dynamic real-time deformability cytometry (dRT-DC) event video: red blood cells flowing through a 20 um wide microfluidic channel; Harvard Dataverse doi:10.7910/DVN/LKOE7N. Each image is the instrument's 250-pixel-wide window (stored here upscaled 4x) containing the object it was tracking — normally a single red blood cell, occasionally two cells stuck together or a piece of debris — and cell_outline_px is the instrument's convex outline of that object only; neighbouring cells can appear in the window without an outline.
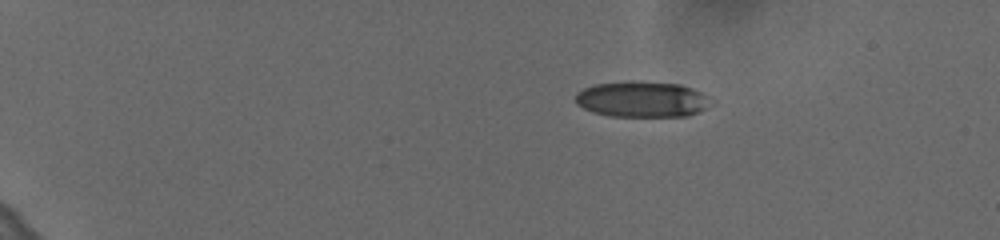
{"species": "human", "species_latin": "Homo sapiens", "temperature_condition": "cold", "stored_images_in_passage": 42, "camera_frame_rate_fps": 3000, "um_per_image_px": 0.085, "donor": {"sex": "female"}, "frame": {"image": 1, "passage_image": 1, "time_ms": 0.0, "image_size_px": [1000, 240], "cell_outline_px": [[708, 104], [704, 108], [696, 112], [684, 116], [612, 116], [592, 112], [576, 104], [576, 92], [584, 88], [596, 84], [680, 84], [692, 88], [700, 92], [708, 100]], "centroid_in_image_um": [54.51, 8.49], "position_along_channel_um": 30.5, "area_um2": 26.76}}
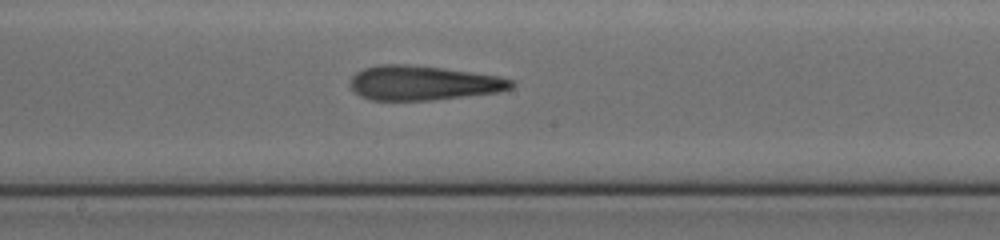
{"frame": {"image": 2, "passage_image": 22, "time_ms": 7.0, "image_size_px": [1000, 240], "cell_outline_px": [[516, 84], [512, 88], [496, 92], [432, 100], [372, 100], [360, 96], [352, 88], [352, 76], [356, 72], [364, 68], [380, 64], [408, 64], [444, 68], [496, 76], [512, 80]], "centroid_in_image_um": [35.96, 7.04], "position_along_channel_um": 212.2, "area_um2": 32.08}}
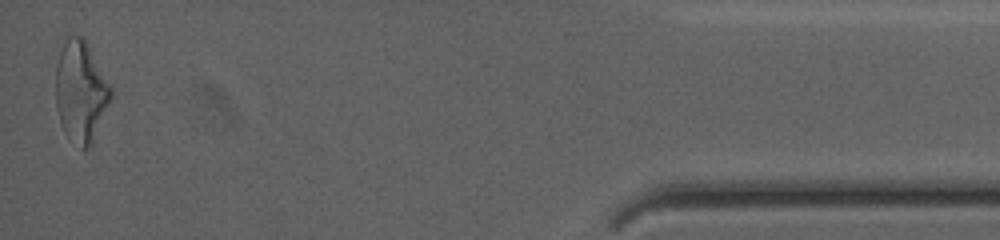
{"frame": {"image": 3, "passage_image": 42, "time_ms": 13.667, "image_size_px": [1000, 240], "cell_outline_px": [[112, 92], [108, 104], [92, 144], [88, 148], [84, 148], [68, 140], [60, 124], [56, 108], [56, 64], [60, 52], [68, 36], [80, 36], [84, 40], [112, 88]], "centroid_in_image_um": [6.83, 7.84], "position_along_channel_um": 428.4, "area_um2": 31.91}, "authors_computed_cell_mechanics": {"area_um2": 31.7033, "velocity_mm_per_s": 3.668, "shape_relaxation_time_tau1_ms": 4.3119, "shape_relaxation_time_tau2_ms": 1.7391, "deformation_change_tau1": 0.2092, "deformation_change_tau2": 0.1415}}